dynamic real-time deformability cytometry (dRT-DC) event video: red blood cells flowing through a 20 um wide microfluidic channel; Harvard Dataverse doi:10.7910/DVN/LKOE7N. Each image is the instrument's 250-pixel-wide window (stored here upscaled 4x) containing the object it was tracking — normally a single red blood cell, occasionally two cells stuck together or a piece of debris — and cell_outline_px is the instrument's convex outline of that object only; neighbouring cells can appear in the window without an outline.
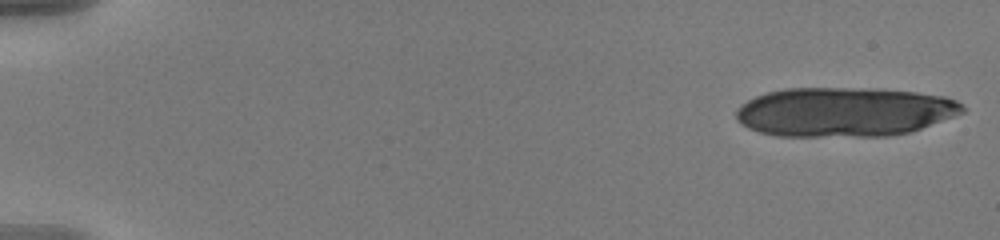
{"species": "human", "species_latin": "Homo sapiens", "temperature_condition": "warm", "stored_images_in_passage": 17, "camera_frame_rate_fps": 3000, "um_per_image_px": 0.085, "donor": {"sex": "male"}, "frame": {"image": 1, "passage_image": 1, "time_ms": 0.0, "image_size_px": [1000, 240], "cell_outline_px": [[964, 112], [920, 128], [908, 132], [888, 136], [776, 136], [760, 132], [748, 128], [740, 124], [736, 120], [736, 108], [740, 104], [756, 96], [768, 92], [784, 88], [876, 88], [916, 92], [944, 96], [956, 100], [964, 104]], "centroid_in_image_um": [71.73, 9.5], "position_along_channel_um": 13.3, "area_um2": 65.31}}